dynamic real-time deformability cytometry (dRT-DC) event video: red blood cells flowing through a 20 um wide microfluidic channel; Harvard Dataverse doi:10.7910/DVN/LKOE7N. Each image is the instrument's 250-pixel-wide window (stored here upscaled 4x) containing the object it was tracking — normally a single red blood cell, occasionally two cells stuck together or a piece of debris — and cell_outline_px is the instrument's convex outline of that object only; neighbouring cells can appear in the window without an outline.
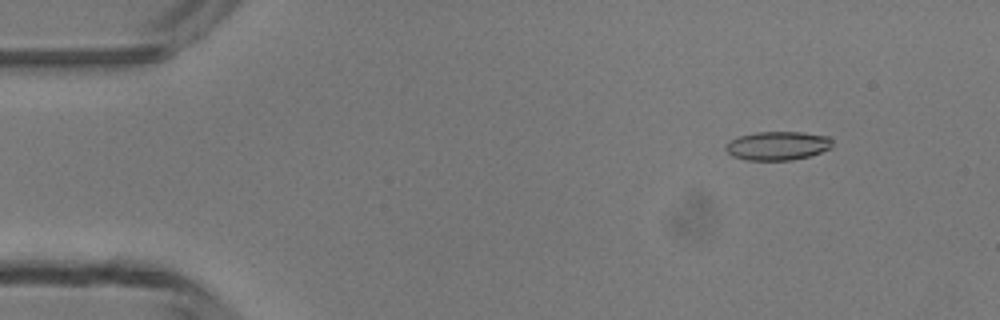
{"species": "common noctule bat (a hibernating species)", "species_latin": "Nyctalus noctula", "temperature_condition": "room temperature", "stored_images_in_passage": 4, "camera_frame_rate_fps": 3000, "um_per_image_px": 0.085, "animal": {"sex": "male", "body_mass_g": 13.3}, "frame": {"image": 1, "passage_image": 2, "time_ms": 1.0, "image_size_px": [1000, 320], "cell_outline_px": [[832, 148], [808, 156], [792, 160], [748, 160], [732, 156], [724, 148], [732, 140], [740, 136], [756, 132], [800, 132], [828, 136], [832, 140]], "centroid_in_image_um": [66.12, 12.39], "position_along_channel_um": 18.9, "area_um2": 17.69}}